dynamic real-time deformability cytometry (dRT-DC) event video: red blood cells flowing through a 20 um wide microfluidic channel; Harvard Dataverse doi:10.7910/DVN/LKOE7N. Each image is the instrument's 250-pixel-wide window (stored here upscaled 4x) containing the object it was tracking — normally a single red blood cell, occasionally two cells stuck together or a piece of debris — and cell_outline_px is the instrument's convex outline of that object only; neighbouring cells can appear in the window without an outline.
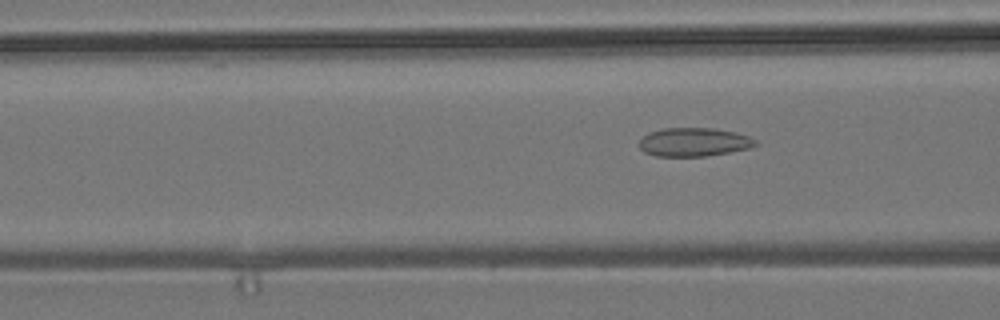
{"species": "common noctule bat (a hibernating species)", "species_latin": "Nyctalus noctula", "temperature_condition": "room temperature", "stored_images_in_passage": 4, "camera_frame_rate_fps": 3000, "um_per_image_px": 0.085, "animal": {"sex": "male", "body_mass_g": 19.2, "forearm_length_mm": 51.8}, "frame": {"image": 1, "passage_image": 4, "time_ms": 4.0, "image_size_px": [1000, 320], "cell_outline_px": [[760, 144], [748, 148], [728, 152], [704, 156], [656, 156], [644, 152], [640, 148], [640, 140], [648, 132], [664, 128], [712, 128], [736, 132], [748, 136], [756, 140]], "centroid_in_image_um": [58.98, 12.07], "position_along_channel_um": 107.6, "area_um2": 19.31}}